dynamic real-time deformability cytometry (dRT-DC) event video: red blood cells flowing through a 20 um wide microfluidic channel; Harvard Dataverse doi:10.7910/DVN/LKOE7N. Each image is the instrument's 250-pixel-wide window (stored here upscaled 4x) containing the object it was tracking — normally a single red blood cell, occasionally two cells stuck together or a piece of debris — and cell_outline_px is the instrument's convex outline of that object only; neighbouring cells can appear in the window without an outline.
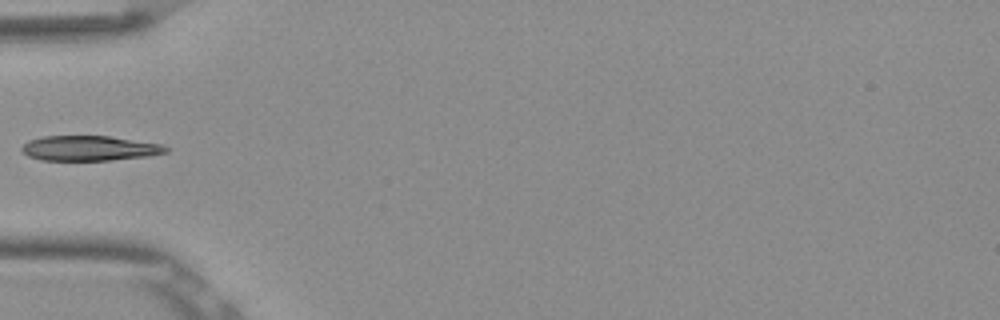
{"species": "Egyptian fruit bat (a non-hibernating species)", "species_latin": "Rousettus aegyptiacus", "temperature_condition": "room temperature", "stored_images_in_passage": 36, "camera_frame_rate_fps": 3000, "um_per_image_px": 0.085, "frame": {"image": 1, "passage_image": 1, "time_ms": 0.0, "image_size_px": [1000, 320], "cell_outline_px": [[168, 152], [148, 156], [112, 160], [40, 160], [28, 156], [20, 148], [28, 140], [44, 136], [108, 136], [160, 144], [168, 148]], "centroid_in_image_um": [7.57, 12.6], "position_along_channel_um": 77.4, "area_um2": 20.87}}
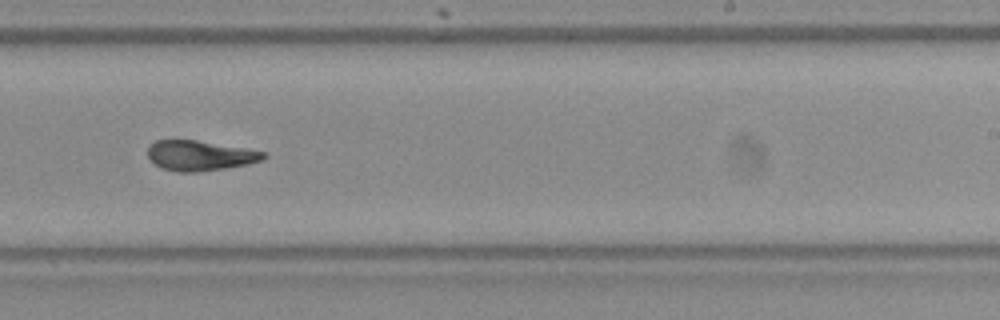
{"frame": {"image": 2, "passage_image": 16, "time_ms": 5.0, "image_size_px": [1000, 320], "cell_outline_px": [[268, 156], [264, 160], [248, 164], [228, 168], [196, 172], [180, 172], [160, 168], [148, 160], [148, 144], [156, 140], [196, 140], [268, 152]], "centroid_in_image_um": [16.99, 13.23], "position_along_channel_um": 272.0, "area_um2": 20.63}}
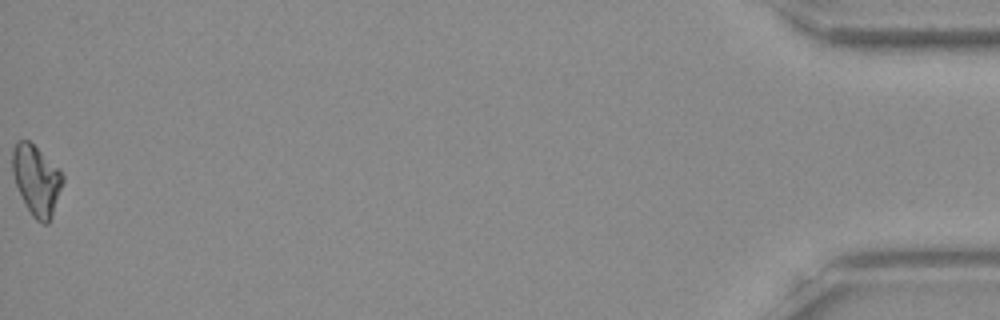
{"frame": {"image": 3, "passage_image": 36, "time_ms": 11.667, "image_size_px": [1000, 320], "cell_outline_px": [[64, 180], [52, 216], [48, 224], [40, 224], [32, 216], [16, 184], [12, 172], [12, 148], [16, 140], [28, 140], [60, 168], [64, 176]], "centroid_in_image_um": [3.11, 15.29], "position_along_channel_um": 432.1, "area_um2": 20.58}}